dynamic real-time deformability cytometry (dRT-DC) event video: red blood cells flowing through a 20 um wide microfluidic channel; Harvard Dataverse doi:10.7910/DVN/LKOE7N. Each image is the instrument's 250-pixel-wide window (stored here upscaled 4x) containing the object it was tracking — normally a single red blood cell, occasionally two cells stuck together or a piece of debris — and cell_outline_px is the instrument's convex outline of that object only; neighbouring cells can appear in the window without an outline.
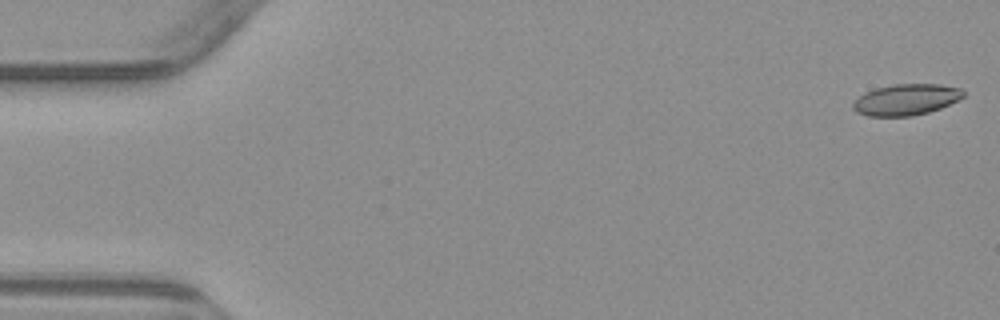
{"species": "common noctule bat (a hibernating species)", "species_latin": "Nyctalus noctula", "temperature_condition": "warm", "stored_images_in_passage": 5, "camera_frame_rate_fps": 3000, "um_per_image_px": 0.085, "animal": {"sex": "male", "body_mass_g": 23.1, "forearm_length_mm": 52.7}, "frame": {"image": 1, "passage_image": 1, "time_ms": 0.0, "image_size_px": [1000, 320], "cell_outline_px": [[964, 96], [940, 108], [928, 112], [912, 116], [868, 116], [856, 112], [852, 108], [852, 104], [864, 92], [876, 88], [892, 84], [940, 84], [960, 88], [964, 92]], "centroid_in_image_um": [76.99, 8.46], "position_along_channel_um": 8.0, "area_um2": 19.94}}
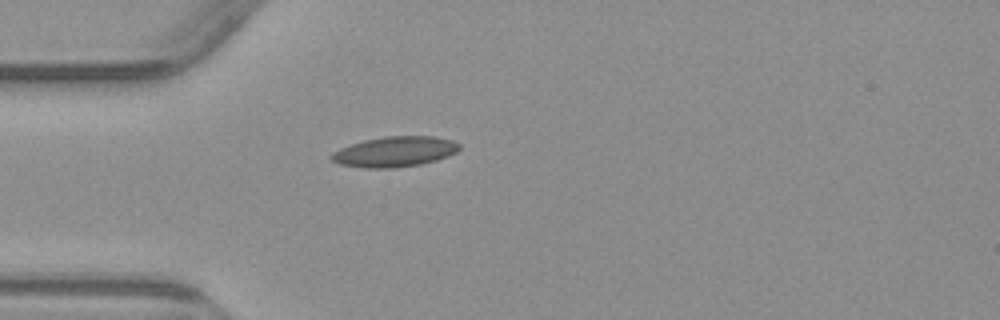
{"frame": {"image": 2, "passage_image": 5, "time_ms": 4.667, "image_size_px": [1000, 320], "cell_outline_px": [[460, 148], [456, 152], [448, 156], [436, 160], [420, 164], [396, 168], [364, 168], [340, 164], [332, 160], [328, 156], [332, 152], [340, 148], [364, 140], [384, 136], [432, 136], [452, 140], [460, 144]], "centroid_in_image_um": [33.54, 12.89], "position_along_channel_um": 51.5, "area_um2": 22.66}}